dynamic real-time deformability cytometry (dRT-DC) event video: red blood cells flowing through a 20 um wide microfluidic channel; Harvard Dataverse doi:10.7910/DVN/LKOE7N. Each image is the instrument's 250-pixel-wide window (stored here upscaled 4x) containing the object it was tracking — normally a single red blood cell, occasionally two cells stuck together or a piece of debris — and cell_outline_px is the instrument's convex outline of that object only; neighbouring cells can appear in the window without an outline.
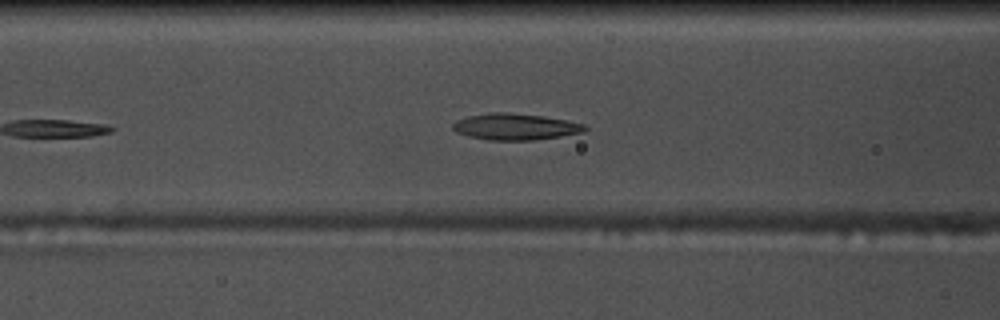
{"species": "common noctule bat (a hibernating species)", "species_latin": "Nyctalus noctula", "temperature_condition": "warm", "stored_images_in_passage": 42, "camera_frame_rate_fps": 3000, "um_per_image_px": 0.085, "animal": {"sex": "male", "body_mass_g": 17.5, "forearm_length_mm": 52.3}, "frame": {"image": 1, "passage_image": 11, "time_ms": 3.333, "image_size_px": [1000, 320], "cell_outline_px": [[588, 128], [584, 132], [560, 136], [532, 140], [488, 140], [468, 136], [456, 132], [452, 128], [452, 124], [456, 120], [468, 116], [492, 112], [508, 112], [544, 116], [584, 124]], "centroid_in_image_um": [43.77, 10.77], "position_along_channel_um": 122.8, "area_um2": 20.29}}
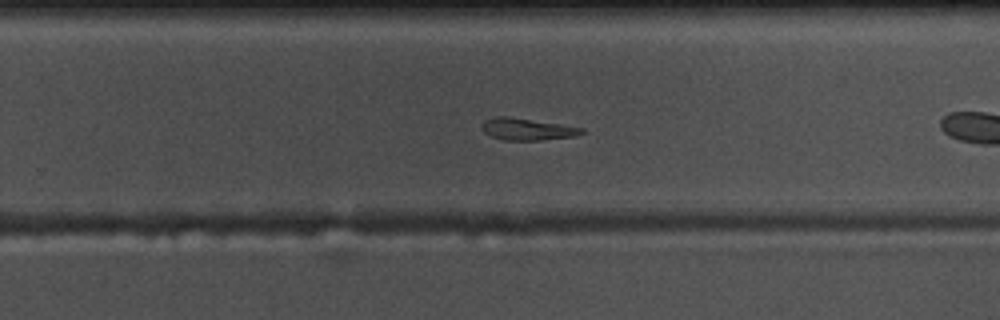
{"frame": {"image": 2, "passage_image": 21, "time_ms": 6.667, "image_size_px": [1000, 320], "cell_outline_px": [[584, 132], [576, 136], [540, 140], [504, 140], [492, 136], [484, 132], [480, 128], [484, 120], [496, 116], [504, 116], [560, 124], [584, 128]], "centroid_in_image_um": [44.79, 10.98], "position_along_channel_um": 285.0, "area_um2": 12.6}}
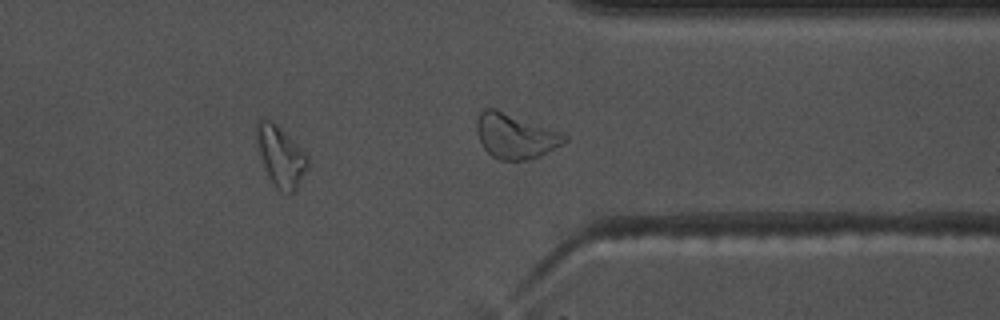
{"frame": {"image": 3, "passage_image": 31, "time_ms": 10.0, "image_size_px": [1000, 320], "cell_outline_px": [[308, 168], [296, 188], [288, 196], [276, 188], [260, 156], [256, 140], [256, 124], [264, 116], [276, 124], [308, 156]], "centroid_in_image_um": [23.85, 13.28], "position_along_channel_um": 387.5, "area_um2": 17.63}, "authors_computed_cell_mechanics": {"area_um2": 19.6809, "velocity_mm_per_s": 3.7015, "shape_relaxation_time_tau1_ms": null, "shape_relaxation_time_tau2_ms": 7.221, "deformation_change_tau1": null, "deformation_change_tau2": 0.2237}}